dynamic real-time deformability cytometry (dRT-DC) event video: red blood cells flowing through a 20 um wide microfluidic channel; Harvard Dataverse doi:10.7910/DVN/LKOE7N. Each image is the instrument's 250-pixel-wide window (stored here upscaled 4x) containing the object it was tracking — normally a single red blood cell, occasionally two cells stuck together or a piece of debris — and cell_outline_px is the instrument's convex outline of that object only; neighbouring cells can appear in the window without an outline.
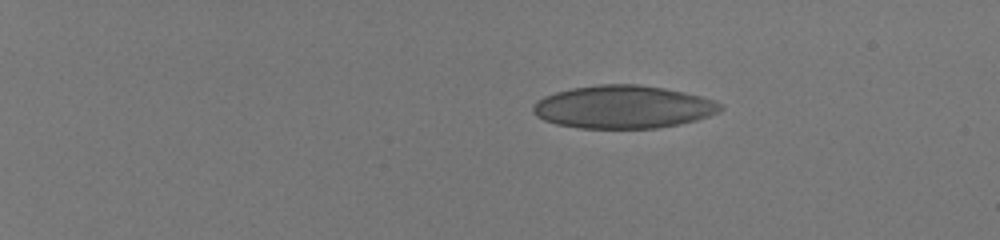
{"species": "human", "species_latin": "Homo sapiens", "temperature_condition": "room temperature", "stored_images_in_passage": 46, "camera_frame_rate_fps": 3000, "um_per_image_px": 0.085, "donor": {"sex": "male"}, "frame": {"image": 1, "passage_image": 1, "time_ms": 0.0, "image_size_px": [1000, 240], "cell_outline_px": [[724, 108], [708, 116], [696, 120], [680, 124], [656, 128], [580, 128], [556, 124], [544, 120], [536, 116], [532, 112], [532, 104], [536, 100], [544, 96], [556, 92], [572, 88], [600, 84], [636, 84], [664, 88], [700, 96], [712, 100], [720, 104]], "centroid_in_image_um": [52.91, 9.09], "position_along_channel_um": 32.1, "area_um2": 46.76}}
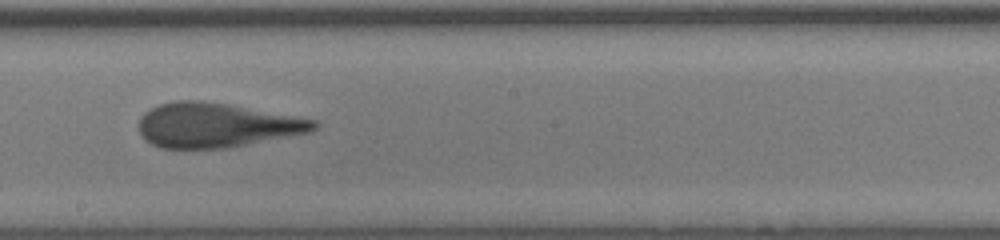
{"frame": {"image": 2, "passage_image": 27, "time_ms": 8.667, "image_size_px": [1000, 240], "cell_outline_px": [[320, 124], [312, 132], [224, 148], [160, 148], [144, 140], [140, 132], [140, 116], [144, 112], [160, 104], [180, 100], [204, 100], [228, 104], [316, 120]], "centroid_in_image_um": [18.38, 10.64], "position_along_channel_um": 229.8, "area_um2": 45.14}}
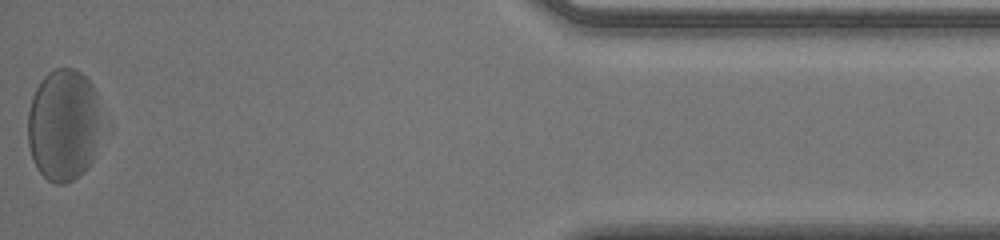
{"frame": {"image": 3, "passage_image": 46, "time_ms": 15.0, "image_size_px": [1000, 240], "cell_outline_px": [[112, 132], [88, 168], [84, 172], [72, 180], [64, 184], [56, 184], [48, 180], [36, 168], [32, 160], [28, 144], [28, 112], [32, 96], [36, 88], [44, 76], [48, 72], [56, 68], [72, 68], [80, 72], [92, 84], [112, 124]], "centroid_in_image_um": [5.6, 10.65], "position_along_channel_um": 429.6, "area_um2": 51.79}, "authors_computed_cell_mechanics": {"area_um2": 46.24, "velocity_mm_per_s": 3.9719, "shape_relaxation_time_tau1_ms": 3.0353, "shape_relaxation_time_tau2_ms": 1.1435, "deformation_change_tau1": 0.1377, "deformation_change_tau2": 0.1132}}